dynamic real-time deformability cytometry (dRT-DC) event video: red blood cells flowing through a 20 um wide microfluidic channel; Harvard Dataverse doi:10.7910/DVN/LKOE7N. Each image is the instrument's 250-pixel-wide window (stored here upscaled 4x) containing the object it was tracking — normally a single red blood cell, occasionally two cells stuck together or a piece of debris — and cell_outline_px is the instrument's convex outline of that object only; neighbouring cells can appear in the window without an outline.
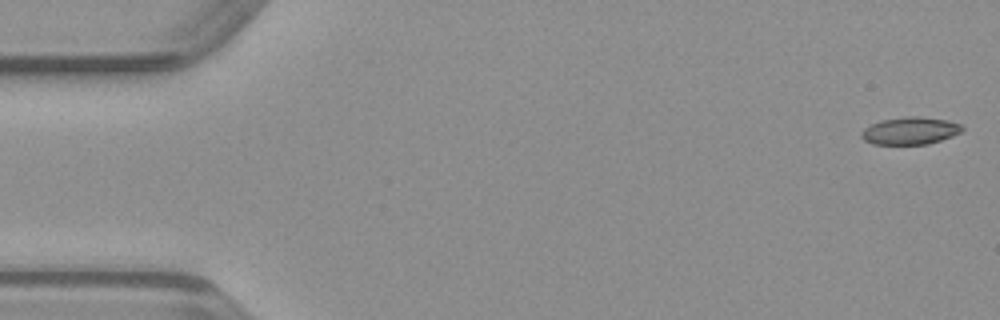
{"species": "common noctule bat (a hibernating species)", "species_latin": "Nyctalus noctula", "temperature_condition": "warm", "stored_images_in_passage": 8, "camera_frame_rate_fps": 3000, "um_per_image_px": 0.085, "animal": {"sex": "male", "body_mass_g": 23.1, "forearm_length_mm": 52.7}, "frame": {"image": 1, "passage_image": 1, "time_ms": 0.0, "image_size_px": [1000, 320], "cell_outline_px": [[964, 128], [960, 132], [952, 136], [928, 144], [872, 144], [864, 140], [860, 136], [860, 132], [864, 128], [880, 120], [908, 116], [916, 116], [948, 120], [960, 124]], "centroid_in_image_um": [77.34, 11.11], "position_along_channel_um": 7.7, "area_um2": 16.07}}